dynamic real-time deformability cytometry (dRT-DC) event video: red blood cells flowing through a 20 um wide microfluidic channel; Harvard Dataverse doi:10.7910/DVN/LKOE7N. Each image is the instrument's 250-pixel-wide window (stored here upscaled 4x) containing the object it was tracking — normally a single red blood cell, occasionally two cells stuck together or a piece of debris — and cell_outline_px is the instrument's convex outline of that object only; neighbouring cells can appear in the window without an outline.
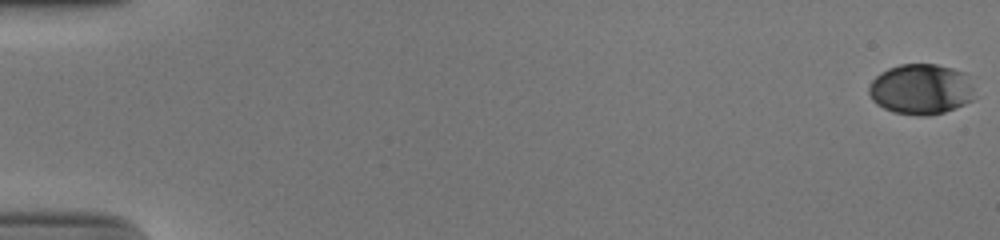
{"species": "human", "species_latin": "Homo sapiens", "temperature_condition": "cold", "stored_images_in_passage": 54, "camera_frame_rate_fps": 3000, "um_per_image_px": 0.085, "donor": {"sex": "male"}, "frame": {"image": 1, "passage_image": 1, "time_ms": 0.0, "image_size_px": [1000, 240], "cell_outline_px": [[976, 96], [972, 100], [964, 104], [944, 112], [928, 116], [920, 116], [892, 112], [876, 104], [872, 100], [868, 92], [868, 88], [872, 80], [880, 72], [888, 68], [900, 64], [936, 64], [952, 68], [964, 72], [972, 84]], "centroid_in_image_um": [78.28, 7.58], "position_along_channel_um": 6.7, "area_um2": 31.44}}
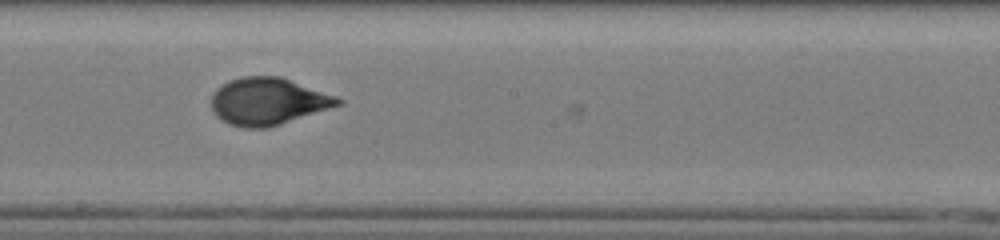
{"frame": {"image": 2, "passage_image": 32, "time_ms": 10.333, "image_size_px": [1000, 240], "cell_outline_px": [[344, 104], [268, 128], [244, 128], [228, 124], [216, 116], [212, 108], [212, 92], [216, 88], [228, 80], [240, 76], [280, 76], [336, 96], [344, 100]], "centroid_in_image_um": [22.77, 8.61], "position_along_channel_um": 225.4, "area_um2": 35.03}}
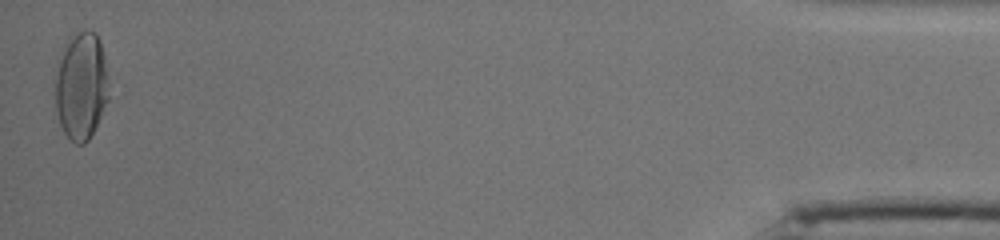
{"frame": {"image": 3, "passage_image": 54, "time_ms": 17.667, "image_size_px": [1000, 240], "cell_outline_px": [[108, 100], [88, 140], [84, 144], [76, 144], [64, 132], [60, 124], [56, 112], [52, 80], [56, 60], [68, 36], [84, 28], [96, 32], [100, 40], [104, 56], [108, 76]], "centroid_in_image_um": [6.84, 7.21], "position_along_channel_um": 428.4, "area_um2": 34.8}, "authors_computed_cell_mechanics": {"area_um2": 33.3506, "velocity_mm_per_s": 3.9036, "shape_relaxation_time_tau1_ms": 3.9563, "shape_relaxation_time_tau2_ms": null, "deformation_change_tau1": 0.1646, "deformation_change_tau2": null}}